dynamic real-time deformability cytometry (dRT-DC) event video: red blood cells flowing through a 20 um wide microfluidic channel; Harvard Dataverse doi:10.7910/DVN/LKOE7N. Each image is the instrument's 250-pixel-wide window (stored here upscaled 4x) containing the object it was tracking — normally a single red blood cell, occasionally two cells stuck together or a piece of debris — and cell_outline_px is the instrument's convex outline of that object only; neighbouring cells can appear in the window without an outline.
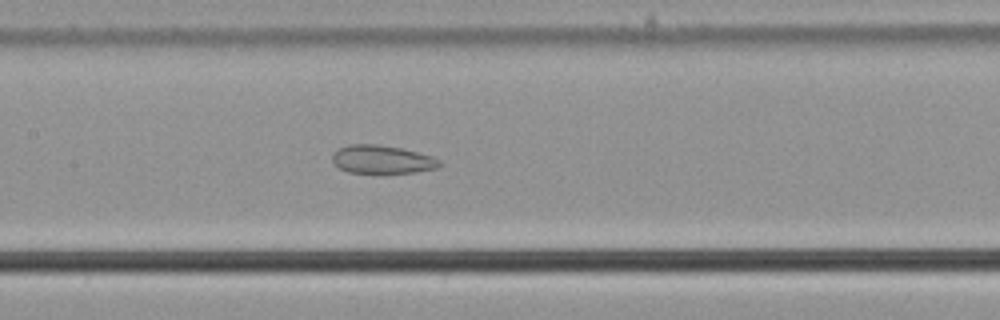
{"species": "common noctule bat (a hibernating species)", "species_latin": "Nyctalus noctula", "temperature_condition": "cold", "stored_images_in_passage": 40, "camera_frame_rate_fps": 3000, "um_per_image_px": 0.085, "animal": {"sex": "male", "body_mass_g": 21.5, "forearm_length_mm": 52.0}, "frame": {"image": 1, "passage_image": 12, "time_ms": 3.667, "image_size_px": [1000, 320], "cell_outline_px": [[444, 164], [440, 168], [416, 172], [384, 176], [380, 176], [348, 172], [340, 168], [332, 160], [332, 152], [348, 144], [376, 144], [400, 148], [432, 156], [440, 160]], "centroid_in_image_um": [32.51, 13.61], "position_along_channel_um": 174.9, "area_um2": 18.61}}
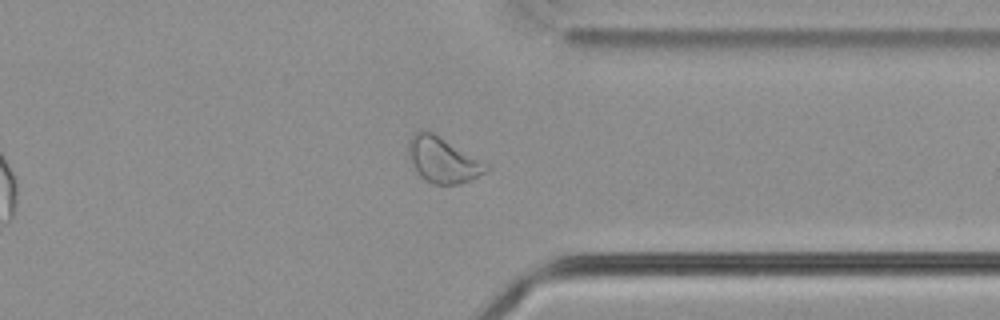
{"frame": {"image": 2, "passage_image": 28, "time_ms": 9.0, "image_size_px": [1000, 320], "cell_outline_px": [[492, 168], [488, 172], [472, 180], [460, 184], [432, 184], [424, 180], [420, 176], [408, 152], [408, 140], [420, 128], [432, 132], [488, 164]], "centroid_in_image_um": [37.68, 13.61], "position_along_channel_um": 373.7, "area_um2": 20.58}}
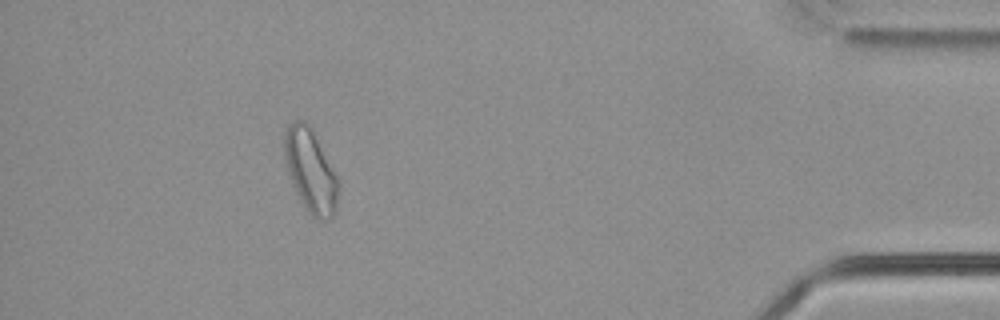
{"frame": {"image": 3, "passage_image": 35, "time_ms": 11.333, "image_size_px": [1000, 320], "cell_outline_px": [[340, 192], [336, 212], [332, 220], [316, 220], [312, 216], [296, 192], [288, 172], [284, 156], [284, 132], [288, 124], [292, 120], [304, 120], [312, 128], [336, 172], [340, 180]], "centroid_in_image_um": [26.45, 14.52], "position_along_channel_um": 408.8, "area_um2": 26.76}, "authors_computed_cell_mechanics": {"area_um2": 19.4208, "velocity_mm_per_s": 3.7749, "shape_relaxation_time_tau1_ms": null, "shape_relaxation_time_tau2_ms": 2.1567, "deformation_change_tau1": null, "deformation_change_tau2": 0.0868}}